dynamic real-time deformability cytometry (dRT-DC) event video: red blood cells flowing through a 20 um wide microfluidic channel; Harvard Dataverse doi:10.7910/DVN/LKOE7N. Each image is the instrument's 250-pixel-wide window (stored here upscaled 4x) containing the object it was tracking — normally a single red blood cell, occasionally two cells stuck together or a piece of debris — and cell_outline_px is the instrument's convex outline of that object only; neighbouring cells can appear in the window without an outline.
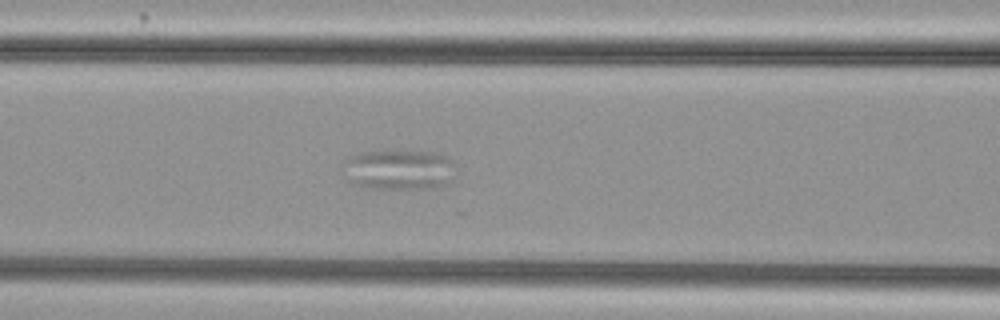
{"species": "common noctule bat (a hibernating species)", "species_latin": "Nyctalus noctula", "temperature_condition": "cold", "stored_images_in_passage": 58, "segment_of_instrument_passage": [1, 2], "camera_frame_rate_fps": 3000, "um_per_image_px": 0.085, "animal": {"sex": "female", "body_mass_g": 29.2, "forearm_length_mm": 56.3}, "frame": {"image": 1, "passage_image": 26, "time_ms": 8.333, "image_size_px": [1000, 320], "cell_outline_px": [[456, 168], [452, 180], [444, 184], [432, 188], [364, 188], [352, 184], [344, 180], [340, 172], [340, 168], [344, 160], [348, 156], [360, 152], [436, 152], [448, 156], [456, 164]], "centroid_in_image_um": [33.83, 14.43], "position_along_channel_um": 132.8, "area_um2": 27.05}}
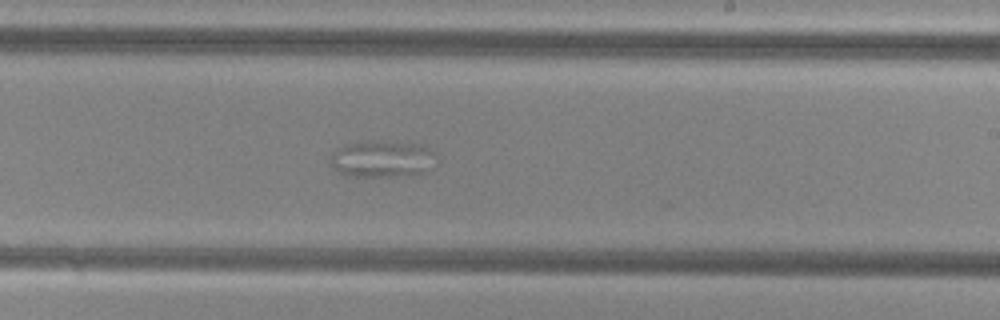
{"frame": {"image": 2, "passage_image": 36, "time_ms": 11.667, "image_size_px": [1000, 320], "cell_outline_px": [[440, 156], [424, 172], [388, 176], [344, 176], [332, 168], [328, 160], [332, 152], [336, 148], [344, 144], [360, 140], [384, 140], [424, 144]], "centroid_in_image_um": [32.43, 13.46], "position_along_channel_um": 256.6, "area_um2": 23.47}}
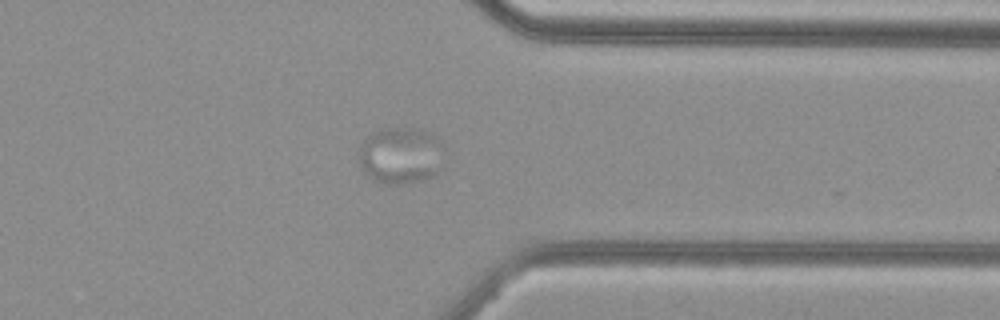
{"frame": {"image": 3, "passage_image": 46, "time_ms": 15.0, "image_size_px": [1000, 320], "cell_outline_px": [[444, 148], [440, 172], [432, 176], [420, 180], [400, 184], [384, 184], [368, 176], [360, 168], [360, 148], [364, 140], [368, 136], [384, 128], [420, 128], [436, 136]], "centroid_in_image_um": [34.09, 13.21], "position_along_channel_um": 377.3, "area_um2": 28.26}}